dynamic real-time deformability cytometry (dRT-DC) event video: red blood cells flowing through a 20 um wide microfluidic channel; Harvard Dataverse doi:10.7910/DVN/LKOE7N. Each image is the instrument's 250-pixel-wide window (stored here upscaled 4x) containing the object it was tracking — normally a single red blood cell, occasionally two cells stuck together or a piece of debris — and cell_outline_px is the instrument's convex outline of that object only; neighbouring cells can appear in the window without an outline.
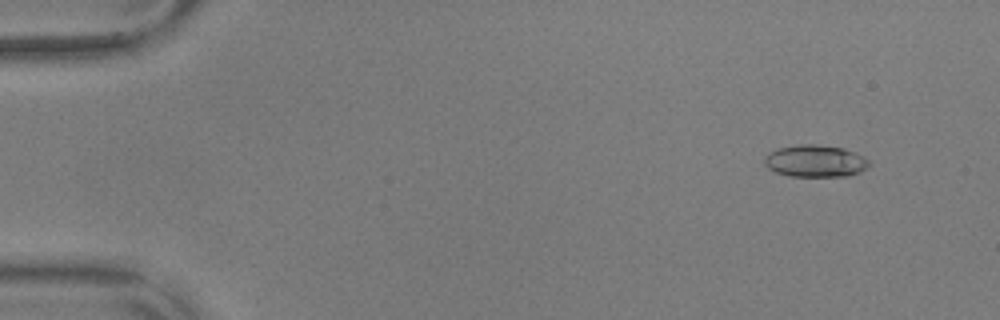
{"species": "common noctule bat (a hibernating species)", "species_latin": "Nyctalus noctula", "temperature_condition": "warm", "stored_images_in_passage": 55, "camera_frame_rate_fps": 3000, "um_per_image_px": 0.085, "animal": {"sex": "male", "body_mass_g": 17.9, "forearm_length_mm": 54.2}, "frame": {"image": 1, "passage_image": 4, "time_ms": 1.0, "image_size_px": [1000, 320], "cell_outline_px": [[872, 164], [860, 172], [848, 176], [788, 176], [776, 172], [768, 168], [764, 164], [764, 156], [780, 148], [800, 144], [816, 144], [844, 148], [864, 156]], "centroid_in_image_um": [69.33, 13.69], "position_along_channel_um": 15.7, "area_um2": 19.59}}
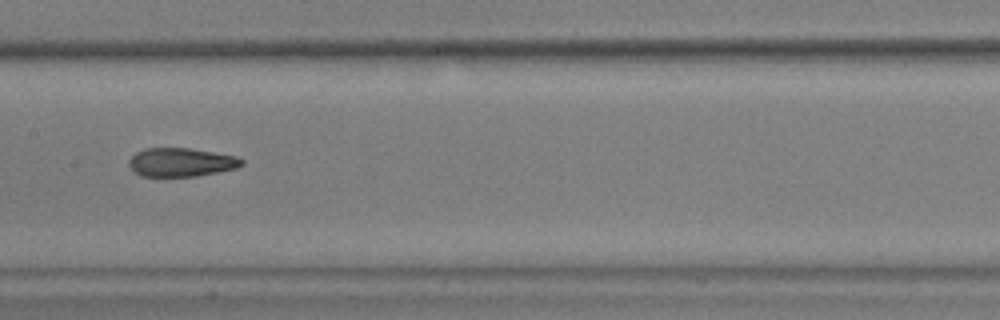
{"frame": {"image": 2, "passage_image": 28, "time_ms": 9.0, "image_size_px": [1000, 320], "cell_outline_px": [[244, 164], [236, 168], [196, 176], [140, 176], [128, 164], [128, 160], [136, 152], [144, 148], [188, 148], [236, 156], [244, 160]], "centroid_in_image_um": [15.38, 13.79], "position_along_channel_um": 192.0, "area_um2": 18.67}}
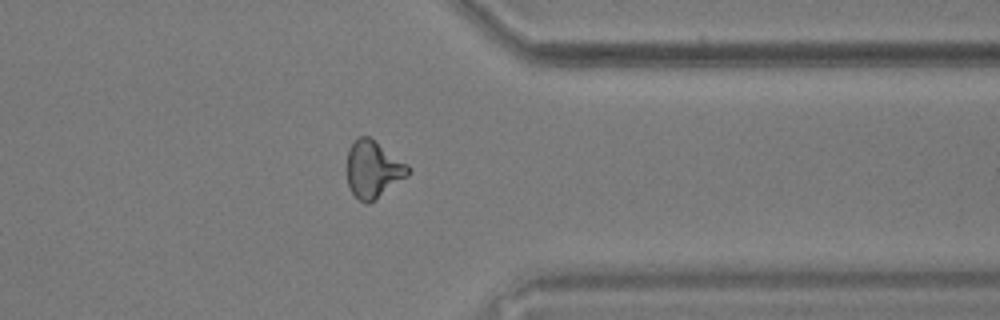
{"frame": {"image": 3, "passage_image": 44, "time_ms": 14.333, "image_size_px": [1000, 320], "cell_outline_px": [[412, 168], [408, 176], [376, 200], [368, 204], [364, 204], [352, 192], [348, 184], [348, 152], [352, 144], [360, 136], [368, 136], [408, 164]], "centroid_in_image_um": [31.76, 14.43], "position_along_channel_um": 379.6, "area_um2": 20.23}, "authors_computed_cell_mechanics": {"area_um2": 19.5364, "velocity_mm_per_s": 3.6197, "shape_relaxation_time_tau1_ms": 6.9429, "shape_relaxation_time_tau2_ms": 1.878, "deformation_change_tau1": 0.2188, "deformation_change_tau2": 0.1025}}